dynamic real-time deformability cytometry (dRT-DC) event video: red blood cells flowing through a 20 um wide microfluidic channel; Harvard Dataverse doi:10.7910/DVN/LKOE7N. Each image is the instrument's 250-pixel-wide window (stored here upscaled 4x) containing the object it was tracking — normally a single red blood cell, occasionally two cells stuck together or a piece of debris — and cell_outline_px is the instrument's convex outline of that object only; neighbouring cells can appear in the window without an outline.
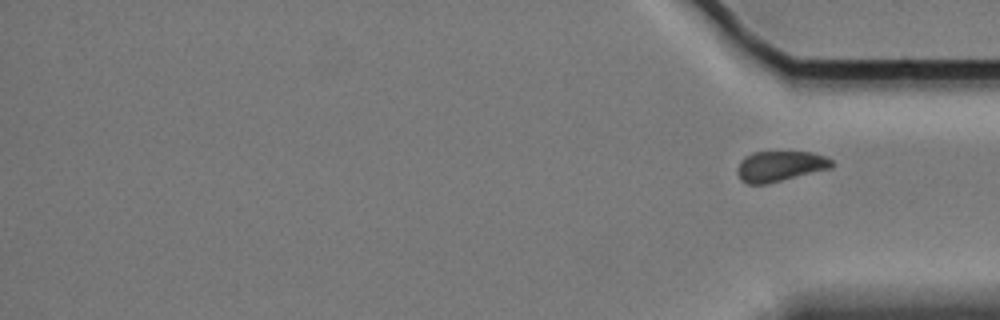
{"species": "Egyptian fruit bat (a non-hibernating species)", "species_latin": "Rousettus aegyptiacus", "temperature_condition": "cold", "stored_images_in_passage": 15, "segment_of_instrument_passage": [2, 2], "camera_frame_rate_fps": 3000, "um_per_image_px": 0.085, "animal": {"sex": "female"}, "frame": {"image": 1, "passage_image": 15, "time_ms": 18.667, "image_size_px": [1000, 320], "cell_outline_px": [[836, 164], [832, 168], [768, 184], [748, 184], [740, 180], [736, 172], [736, 168], [740, 160], [744, 156], [752, 152], [812, 152], [824, 156], [832, 160]], "centroid_in_image_um": [66.29, 14.13], "position_along_channel_um": 368.9, "area_um2": 17.11}}